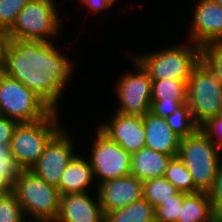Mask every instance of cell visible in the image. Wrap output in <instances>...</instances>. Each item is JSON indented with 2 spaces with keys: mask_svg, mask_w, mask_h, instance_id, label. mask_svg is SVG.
Masks as SVG:
<instances>
[{
  "mask_svg": "<svg viewBox=\"0 0 222 222\" xmlns=\"http://www.w3.org/2000/svg\"><path fill=\"white\" fill-rule=\"evenodd\" d=\"M165 119L171 130L181 138L194 134L200 128L194 121L187 102L182 103Z\"/></svg>",
  "mask_w": 222,
  "mask_h": 222,
  "instance_id": "24",
  "label": "cell"
},
{
  "mask_svg": "<svg viewBox=\"0 0 222 222\" xmlns=\"http://www.w3.org/2000/svg\"><path fill=\"white\" fill-rule=\"evenodd\" d=\"M178 192L179 191L164 177L152 178L143 182V198L146 199L154 209Z\"/></svg>",
  "mask_w": 222,
  "mask_h": 222,
  "instance_id": "21",
  "label": "cell"
},
{
  "mask_svg": "<svg viewBox=\"0 0 222 222\" xmlns=\"http://www.w3.org/2000/svg\"><path fill=\"white\" fill-rule=\"evenodd\" d=\"M104 222H155L154 207L144 198L105 213Z\"/></svg>",
  "mask_w": 222,
  "mask_h": 222,
  "instance_id": "20",
  "label": "cell"
},
{
  "mask_svg": "<svg viewBox=\"0 0 222 222\" xmlns=\"http://www.w3.org/2000/svg\"><path fill=\"white\" fill-rule=\"evenodd\" d=\"M18 122L0 114V146H10Z\"/></svg>",
  "mask_w": 222,
  "mask_h": 222,
  "instance_id": "33",
  "label": "cell"
},
{
  "mask_svg": "<svg viewBox=\"0 0 222 222\" xmlns=\"http://www.w3.org/2000/svg\"><path fill=\"white\" fill-rule=\"evenodd\" d=\"M184 102H187V100H152L151 113L166 118L173 114L176 108Z\"/></svg>",
  "mask_w": 222,
  "mask_h": 222,
  "instance_id": "31",
  "label": "cell"
},
{
  "mask_svg": "<svg viewBox=\"0 0 222 222\" xmlns=\"http://www.w3.org/2000/svg\"><path fill=\"white\" fill-rule=\"evenodd\" d=\"M59 113L53 110L47 117L38 121L18 123L10 146L12 156L20 170L32 169L46 144L63 127L60 124Z\"/></svg>",
  "mask_w": 222,
  "mask_h": 222,
  "instance_id": "5",
  "label": "cell"
},
{
  "mask_svg": "<svg viewBox=\"0 0 222 222\" xmlns=\"http://www.w3.org/2000/svg\"><path fill=\"white\" fill-rule=\"evenodd\" d=\"M12 186L0 175V196L9 193Z\"/></svg>",
  "mask_w": 222,
  "mask_h": 222,
  "instance_id": "36",
  "label": "cell"
},
{
  "mask_svg": "<svg viewBox=\"0 0 222 222\" xmlns=\"http://www.w3.org/2000/svg\"><path fill=\"white\" fill-rule=\"evenodd\" d=\"M212 1H214V2L217 3L219 6L222 7V0H212Z\"/></svg>",
  "mask_w": 222,
  "mask_h": 222,
  "instance_id": "38",
  "label": "cell"
},
{
  "mask_svg": "<svg viewBox=\"0 0 222 222\" xmlns=\"http://www.w3.org/2000/svg\"><path fill=\"white\" fill-rule=\"evenodd\" d=\"M62 52L52 42L9 39L0 70L59 111L75 63Z\"/></svg>",
  "mask_w": 222,
  "mask_h": 222,
  "instance_id": "1",
  "label": "cell"
},
{
  "mask_svg": "<svg viewBox=\"0 0 222 222\" xmlns=\"http://www.w3.org/2000/svg\"><path fill=\"white\" fill-rule=\"evenodd\" d=\"M96 191V198L90 192L60 195L55 222H104L105 214Z\"/></svg>",
  "mask_w": 222,
  "mask_h": 222,
  "instance_id": "15",
  "label": "cell"
},
{
  "mask_svg": "<svg viewBox=\"0 0 222 222\" xmlns=\"http://www.w3.org/2000/svg\"><path fill=\"white\" fill-rule=\"evenodd\" d=\"M70 135L67 128L62 127L49 140L37 163L30 169L48 184L56 187L67 165L76 155V144Z\"/></svg>",
  "mask_w": 222,
  "mask_h": 222,
  "instance_id": "11",
  "label": "cell"
},
{
  "mask_svg": "<svg viewBox=\"0 0 222 222\" xmlns=\"http://www.w3.org/2000/svg\"><path fill=\"white\" fill-rule=\"evenodd\" d=\"M53 109L34 91L0 70V114L18 123L35 122Z\"/></svg>",
  "mask_w": 222,
  "mask_h": 222,
  "instance_id": "8",
  "label": "cell"
},
{
  "mask_svg": "<svg viewBox=\"0 0 222 222\" xmlns=\"http://www.w3.org/2000/svg\"><path fill=\"white\" fill-rule=\"evenodd\" d=\"M109 119V123L104 121V123L98 124V128L111 140L118 143L130 154L145 147L143 116L115 111Z\"/></svg>",
  "mask_w": 222,
  "mask_h": 222,
  "instance_id": "13",
  "label": "cell"
},
{
  "mask_svg": "<svg viewBox=\"0 0 222 222\" xmlns=\"http://www.w3.org/2000/svg\"><path fill=\"white\" fill-rule=\"evenodd\" d=\"M188 80H152V100H187Z\"/></svg>",
  "mask_w": 222,
  "mask_h": 222,
  "instance_id": "23",
  "label": "cell"
},
{
  "mask_svg": "<svg viewBox=\"0 0 222 222\" xmlns=\"http://www.w3.org/2000/svg\"><path fill=\"white\" fill-rule=\"evenodd\" d=\"M9 42L8 31L0 27V69L3 63L4 54Z\"/></svg>",
  "mask_w": 222,
  "mask_h": 222,
  "instance_id": "35",
  "label": "cell"
},
{
  "mask_svg": "<svg viewBox=\"0 0 222 222\" xmlns=\"http://www.w3.org/2000/svg\"><path fill=\"white\" fill-rule=\"evenodd\" d=\"M201 60L222 83V40L202 46Z\"/></svg>",
  "mask_w": 222,
  "mask_h": 222,
  "instance_id": "26",
  "label": "cell"
},
{
  "mask_svg": "<svg viewBox=\"0 0 222 222\" xmlns=\"http://www.w3.org/2000/svg\"><path fill=\"white\" fill-rule=\"evenodd\" d=\"M94 182L95 179L88 158L76 154L60 177L57 188L60 195L86 193L90 192V185Z\"/></svg>",
  "mask_w": 222,
  "mask_h": 222,
  "instance_id": "17",
  "label": "cell"
},
{
  "mask_svg": "<svg viewBox=\"0 0 222 222\" xmlns=\"http://www.w3.org/2000/svg\"><path fill=\"white\" fill-rule=\"evenodd\" d=\"M187 193L178 192L154 209L155 222H177L184 197Z\"/></svg>",
  "mask_w": 222,
  "mask_h": 222,
  "instance_id": "25",
  "label": "cell"
},
{
  "mask_svg": "<svg viewBox=\"0 0 222 222\" xmlns=\"http://www.w3.org/2000/svg\"><path fill=\"white\" fill-rule=\"evenodd\" d=\"M96 189L104 214L122 209L143 198V182L131 174L107 180Z\"/></svg>",
  "mask_w": 222,
  "mask_h": 222,
  "instance_id": "14",
  "label": "cell"
},
{
  "mask_svg": "<svg viewBox=\"0 0 222 222\" xmlns=\"http://www.w3.org/2000/svg\"><path fill=\"white\" fill-rule=\"evenodd\" d=\"M11 191L27 218L55 222L60 205L56 186L48 184L32 170H20Z\"/></svg>",
  "mask_w": 222,
  "mask_h": 222,
  "instance_id": "4",
  "label": "cell"
},
{
  "mask_svg": "<svg viewBox=\"0 0 222 222\" xmlns=\"http://www.w3.org/2000/svg\"><path fill=\"white\" fill-rule=\"evenodd\" d=\"M164 178L167 179L179 192L194 193L192 175L178 156L172 157L167 164Z\"/></svg>",
  "mask_w": 222,
  "mask_h": 222,
  "instance_id": "22",
  "label": "cell"
},
{
  "mask_svg": "<svg viewBox=\"0 0 222 222\" xmlns=\"http://www.w3.org/2000/svg\"><path fill=\"white\" fill-rule=\"evenodd\" d=\"M161 49L132 56L147 71L151 80H188L201 60V47L188 40Z\"/></svg>",
  "mask_w": 222,
  "mask_h": 222,
  "instance_id": "2",
  "label": "cell"
},
{
  "mask_svg": "<svg viewBox=\"0 0 222 222\" xmlns=\"http://www.w3.org/2000/svg\"><path fill=\"white\" fill-rule=\"evenodd\" d=\"M96 138L89 156L95 182L101 184L107 180L130 175L131 154L128 153L118 143L111 140L98 127L96 128ZM98 178V180H97Z\"/></svg>",
  "mask_w": 222,
  "mask_h": 222,
  "instance_id": "9",
  "label": "cell"
},
{
  "mask_svg": "<svg viewBox=\"0 0 222 222\" xmlns=\"http://www.w3.org/2000/svg\"><path fill=\"white\" fill-rule=\"evenodd\" d=\"M19 172L11 146H0V175L12 186Z\"/></svg>",
  "mask_w": 222,
  "mask_h": 222,
  "instance_id": "29",
  "label": "cell"
},
{
  "mask_svg": "<svg viewBox=\"0 0 222 222\" xmlns=\"http://www.w3.org/2000/svg\"><path fill=\"white\" fill-rule=\"evenodd\" d=\"M25 218L22 207L12 191L0 196V222H22Z\"/></svg>",
  "mask_w": 222,
  "mask_h": 222,
  "instance_id": "27",
  "label": "cell"
},
{
  "mask_svg": "<svg viewBox=\"0 0 222 222\" xmlns=\"http://www.w3.org/2000/svg\"><path fill=\"white\" fill-rule=\"evenodd\" d=\"M56 5L55 0H30L8 31L9 39L54 42L62 26Z\"/></svg>",
  "mask_w": 222,
  "mask_h": 222,
  "instance_id": "6",
  "label": "cell"
},
{
  "mask_svg": "<svg viewBox=\"0 0 222 222\" xmlns=\"http://www.w3.org/2000/svg\"><path fill=\"white\" fill-rule=\"evenodd\" d=\"M135 71H126L115 84L117 112L144 116L151 112L152 80L147 71L131 55ZM133 60V61H132Z\"/></svg>",
  "mask_w": 222,
  "mask_h": 222,
  "instance_id": "10",
  "label": "cell"
},
{
  "mask_svg": "<svg viewBox=\"0 0 222 222\" xmlns=\"http://www.w3.org/2000/svg\"><path fill=\"white\" fill-rule=\"evenodd\" d=\"M201 129L217 145L220 152L222 151V115L211 118Z\"/></svg>",
  "mask_w": 222,
  "mask_h": 222,
  "instance_id": "32",
  "label": "cell"
},
{
  "mask_svg": "<svg viewBox=\"0 0 222 222\" xmlns=\"http://www.w3.org/2000/svg\"><path fill=\"white\" fill-rule=\"evenodd\" d=\"M211 207L215 216L222 222V157L218 166L217 175L211 188L207 191Z\"/></svg>",
  "mask_w": 222,
  "mask_h": 222,
  "instance_id": "30",
  "label": "cell"
},
{
  "mask_svg": "<svg viewBox=\"0 0 222 222\" xmlns=\"http://www.w3.org/2000/svg\"><path fill=\"white\" fill-rule=\"evenodd\" d=\"M145 147L176 157L181 137L171 130L166 119L148 112L143 116Z\"/></svg>",
  "mask_w": 222,
  "mask_h": 222,
  "instance_id": "16",
  "label": "cell"
},
{
  "mask_svg": "<svg viewBox=\"0 0 222 222\" xmlns=\"http://www.w3.org/2000/svg\"><path fill=\"white\" fill-rule=\"evenodd\" d=\"M172 156L143 147L131 154L130 174L144 182L152 178L164 177Z\"/></svg>",
  "mask_w": 222,
  "mask_h": 222,
  "instance_id": "18",
  "label": "cell"
},
{
  "mask_svg": "<svg viewBox=\"0 0 222 222\" xmlns=\"http://www.w3.org/2000/svg\"><path fill=\"white\" fill-rule=\"evenodd\" d=\"M177 222H221L214 214L207 192L187 194L184 197Z\"/></svg>",
  "mask_w": 222,
  "mask_h": 222,
  "instance_id": "19",
  "label": "cell"
},
{
  "mask_svg": "<svg viewBox=\"0 0 222 222\" xmlns=\"http://www.w3.org/2000/svg\"><path fill=\"white\" fill-rule=\"evenodd\" d=\"M117 0H82V3L85 8H87L88 12L94 14L95 12L103 13V11L108 10V8L112 7Z\"/></svg>",
  "mask_w": 222,
  "mask_h": 222,
  "instance_id": "34",
  "label": "cell"
},
{
  "mask_svg": "<svg viewBox=\"0 0 222 222\" xmlns=\"http://www.w3.org/2000/svg\"><path fill=\"white\" fill-rule=\"evenodd\" d=\"M187 103L200 128L211 118L222 115V83L202 60L187 81Z\"/></svg>",
  "mask_w": 222,
  "mask_h": 222,
  "instance_id": "7",
  "label": "cell"
},
{
  "mask_svg": "<svg viewBox=\"0 0 222 222\" xmlns=\"http://www.w3.org/2000/svg\"><path fill=\"white\" fill-rule=\"evenodd\" d=\"M217 145L199 128L194 134L181 138L178 157L194 181V193L207 192L217 175L221 154Z\"/></svg>",
  "mask_w": 222,
  "mask_h": 222,
  "instance_id": "3",
  "label": "cell"
},
{
  "mask_svg": "<svg viewBox=\"0 0 222 222\" xmlns=\"http://www.w3.org/2000/svg\"><path fill=\"white\" fill-rule=\"evenodd\" d=\"M22 222H51V221L29 219V218L27 219V218H25Z\"/></svg>",
  "mask_w": 222,
  "mask_h": 222,
  "instance_id": "37",
  "label": "cell"
},
{
  "mask_svg": "<svg viewBox=\"0 0 222 222\" xmlns=\"http://www.w3.org/2000/svg\"><path fill=\"white\" fill-rule=\"evenodd\" d=\"M30 0H0V27L9 31Z\"/></svg>",
  "mask_w": 222,
  "mask_h": 222,
  "instance_id": "28",
  "label": "cell"
},
{
  "mask_svg": "<svg viewBox=\"0 0 222 222\" xmlns=\"http://www.w3.org/2000/svg\"><path fill=\"white\" fill-rule=\"evenodd\" d=\"M192 22L187 39L202 47L209 42L222 40V7L212 0H198L194 4Z\"/></svg>",
  "mask_w": 222,
  "mask_h": 222,
  "instance_id": "12",
  "label": "cell"
}]
</instances>
